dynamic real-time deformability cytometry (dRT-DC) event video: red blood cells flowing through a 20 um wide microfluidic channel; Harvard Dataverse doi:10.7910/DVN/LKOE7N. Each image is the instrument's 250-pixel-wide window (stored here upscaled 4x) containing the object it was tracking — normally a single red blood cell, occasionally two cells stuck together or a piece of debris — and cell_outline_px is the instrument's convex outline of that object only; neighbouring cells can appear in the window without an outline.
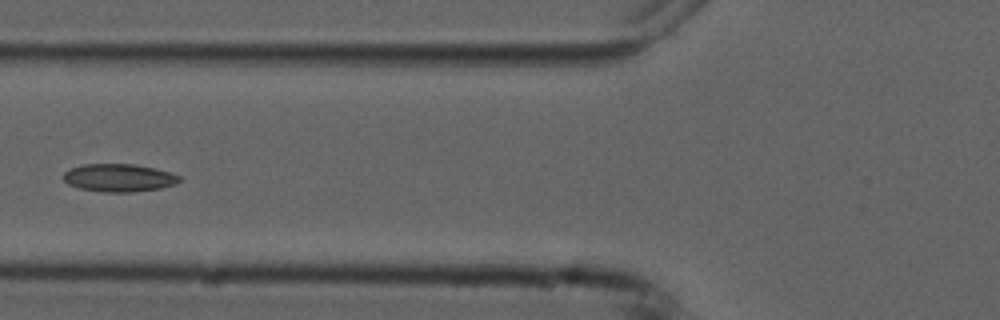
{"species": "common noctule bat (a hibernating species)", "species_latin": "Nyctalus noctula", "temperature_condition": "cold", "stored_images_in_passage": 6, "camera_frame_rate_fps": 3000, "um_per_image_px": 0.085, "animal": {"sex": "male", "forearm_length_mm": 52.5}, "frame": {"image": 1, "passage_image": 5, "time_ms": 4.667, "image_size_px": [1000, 320], "cell_outline_px": [[180, 180], [176, 184], [160, 188], [128, 192], [104, 192], [80, 188], [68, 184], [64, 180], [64, 172], [68, 168], [84, 164], [132, 164], [156, 168], [180, 176]], "centroid_in_image_um": [10.09, 15.1], "position_along_channel_um": 115.7, "area_um2": 18.73}}
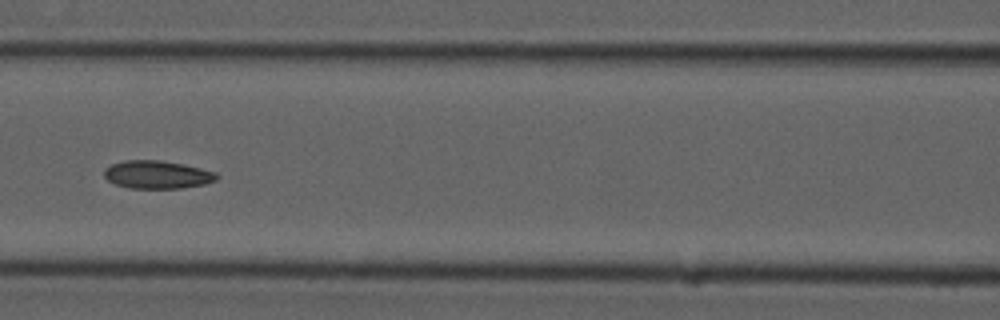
{"frame": {"image": 2, "passage_image": 6, "time_ms": 5.667, "image_size_px": [1000, 320], "cell_outline_px": [[220, 176], [216, 180], [204, 184], [180, 188], [128, 188], [116, 184], [108, 180], [104, 176], [104, 168], [112, 164], [128, 160], [160, 160], [184, 164], [216, 172]], "centroid_in_image_um": [13.37, 14.84], "position_along_channel_um": 153.2, "area_um2": 18.32}}